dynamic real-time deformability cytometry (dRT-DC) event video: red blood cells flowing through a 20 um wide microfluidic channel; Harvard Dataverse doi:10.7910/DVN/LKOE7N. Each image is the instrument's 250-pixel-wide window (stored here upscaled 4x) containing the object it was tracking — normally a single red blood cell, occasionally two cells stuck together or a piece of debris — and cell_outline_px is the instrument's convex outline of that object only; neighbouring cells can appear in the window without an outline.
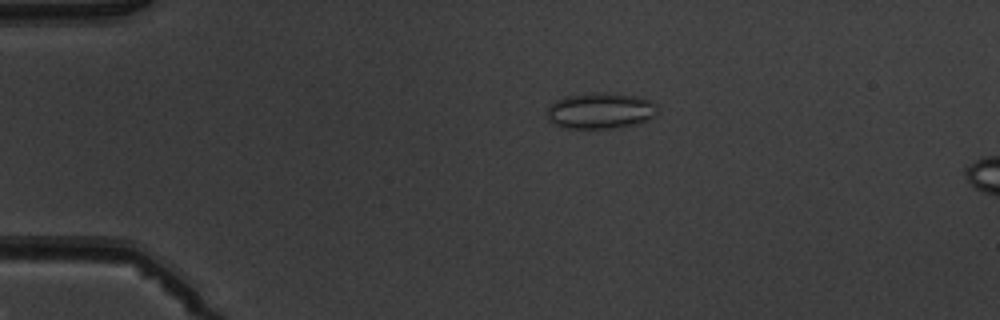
{"species": "common noctule bat (a hibernating species)", "species_latin": "Nyctalus noctula", "temperature_condition": "warm", "stored_images_in_passage": 4, "camera_frame_rate_fps": 3000, "um_per_image_px": 0.085, "animal": {"sex": "male", "body_mass_g": 19.5, "forearm_length_mm": 54.6}, "frame": {"image": 1, "passage_image": 2, "time_ms": 1.333, "image_size_px": [1000, 320], "cell_outline_px": [[660, 108], [656, 116], [648, 120], [636, 124], [612, 128], [564, 128], [548, 120], [548, 108], [556, 100], [564, 96], [588, 92], [604, 92], [636, 96], [652, 100]], "centroid_in_image_um": [51.09, 9.4], "position_along_channel_um": 33.9, "area_um2": 23.52}}